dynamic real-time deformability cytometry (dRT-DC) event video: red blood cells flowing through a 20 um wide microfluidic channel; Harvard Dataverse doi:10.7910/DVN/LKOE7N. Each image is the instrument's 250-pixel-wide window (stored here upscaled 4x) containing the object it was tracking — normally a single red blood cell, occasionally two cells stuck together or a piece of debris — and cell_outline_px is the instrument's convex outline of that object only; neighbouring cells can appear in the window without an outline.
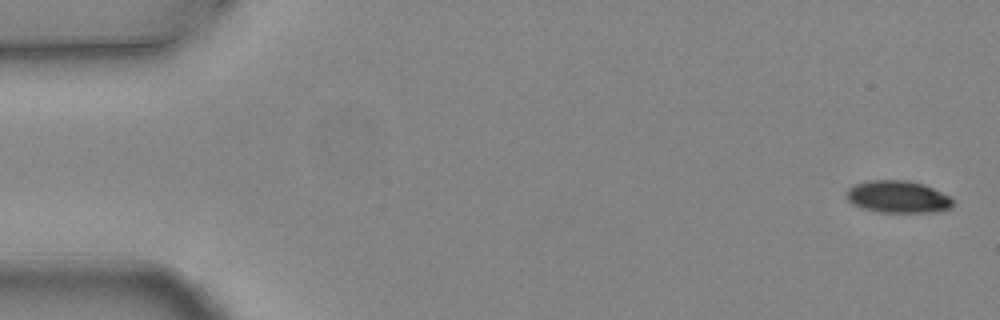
{"species": "common noctule bat (a hibernating species)", "species_latin": "Nyctalus noctula", "temperature_condition": "warm", "stored_images_in_passage": 5, "camera_frame_rate_fps": 3000, "um_per_image_px": 0.085, "animal": {"sex": "female", "body_mass_g": 24.6, "forearm_length_mm": 56.2}, "frame": {"image": 1, "passage_image": 1, "time_ms": 0.0, "image_size_px": [1000, 320], "cell_outline_px": [[952, 208], [944, 212], [876, 212], [860, 208], [852, 204], [848, 200], [844, 192], [852, 184], [868, 180], [908, 180], [924, 184], [952, 196]], "centroid_in_image_um": [76.31, 16.73], "position_along_channel_um": 8.7, "area_um2": 20.58}}
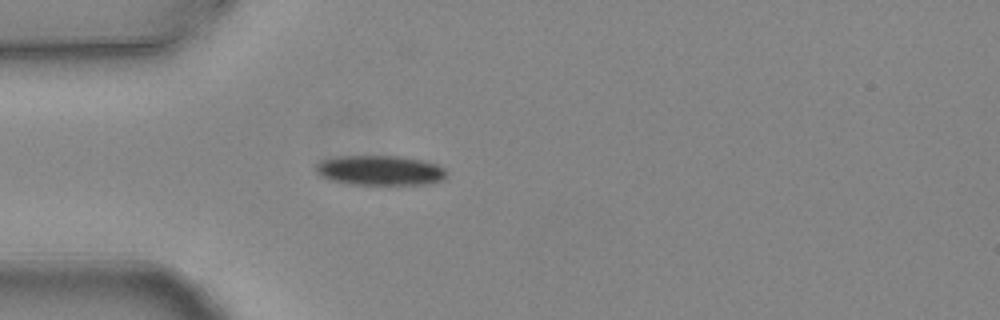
{"frame": {"image": 2, "passage_image": 5, "time_ms": 1.333, "image_size_px": [1000, 320], "cell_outline_px": [[448, 172], [444, 180], [428, 184], [352, 184], [332, 180], [320, 176], [316, 172], [316, 164], [320, 160], [336, 156], [400, 156], [424, 160], [436, 164], [444, 168]], "centroid_in_image_um": [32.32, 14.47], "position_along_channel_um": 52.7, "area_um2": 22.89}}